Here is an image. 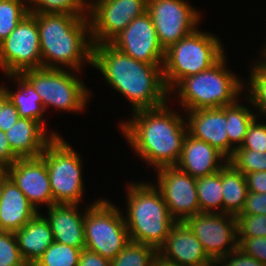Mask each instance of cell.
<instances>
[{
	"label": "cell",
	"mask_w": 266,
	"mask_h": 266,
	"mask_svg": "<svg viewBox=\"0 0 266 266\" xmlns=\"http://www.w3.org/2000/svg\"><path fill=\"white\" fill-rule=\"evenodd\" d=\"M240 214L265 215L266 193H253L248 191L245 205Z\"/></svg>",
	"instance_id": "f35d334b"
},
{
	"label": "cell",
	"mask_w": 266,
	"mask_h": 266,
	"mask_svg": "<svg viewBox=\"0 0 266 266\" xmlns=\"http://www.w3.org/2000/svg\"><path fill=\"white\" fill-rule=\"evenodd\" d=\"M228 162L244 175L251 172L266 171V152L238 147Z\"/></svg>",
	"instance_id": "1f68e13d"
},
{
	"label": "cell",
	"mask_w": 266,
	"mask_h": 266,
	"mask_svg": "<svg viewBox=\"0 0 266 266\" xmlns=\"http://www.w3.org/2000/svg\"><path fill=\"white\" fill-rule=\"evenodd\" d=\"M223 213L237 216L244 208L248 194L245 175L229 162L221 169Z\"/></svg>",
	"instance_id": "cb8c5ba5"
},
{
	"label": "cell",
	"mask_w": 266,
	"mask_h": 266,
	"mask_svg": "<svg viewBox=\"0 0 266 266\" xmlns=\"http://www.w3.org/2000/svg\"><path fill=\"white\" fill-rule=\"evenodd\" d=\"M6 175L24 193L29 202L39 210L38 204L47 208L55 205L45 161L41 157L19 158L7 170Z\"/></svg>",
	"instance_id": "2e32d148"
},
{
	"label": "cell",
	"mask_w": 266,
	"mask_h": 266,
	"mask_svg": "<svg viewBox=\"0 0 266 266\" xmlns=\"http://www.w3.org/2000/svg\"><path fill=\"white\" fill-rule=\"evenodd\" d=\"M9 100L7 90L4 86L0 85V111L3 109L4 104Z\"/></svg>",
	"instance_id": "ee69618b"
},
{
	"label": "cell",
	"mask_w": 266,
	"mask_h": 266,
	"mask_svg": "<svg viewBox=\"0 0 266 266\" xmlns=\"http://www.w3.org/2000/svg\"><path fill=\"white\" fill-rule=\"evenodd\" d=\"M184 222L214 262L238 248L236 216L201 212L188 217Z\"/></svg>",
	"instance_id": "4fadbf2b"
},
{
	"label": "cell",
	"mask_w": 266,
	"mask_h": 266,
	"mask_svg": "<svg viewBox=\"0 0 266 266\" xmlns=\"http://www.w3.org/2000/svg\"><path fill=\"white\" fill-rule=\"evenodd\" d=\"M6 176V169L0 165V181Z\"/></svg>",
	"instance_id": "7dc6e473"
},
{
	"label": "cell",
	"mask_w": 266,
	"mask_h": 266,
	"mask_svg": "<svg viewBox=\"0 0 266 266\" xmlns=\"http://www.w3.org/2000/svg\"><path fill=\"white\" fill-rule=\"evenodd\" d=\"M248 191L253 193H266V171L245 174Z\"/></svg>",
	"instance_id": "b9f144b4"
},
{
	"label": "cell",
	"mask_w": 266,
	"mask_h": 266,
	"mask_svg": "<svg viewBox=\"0 0 266 266\" xmlns=\"http://www.w3.org/2000/svg\"><path fill=\"white\" fill-rule=\"evenodd\" d=\"M158 257L177 266H215L184 221L173 225L164 245L158 250Z\"/></svg>",
	"instance_id": "e0dca14e"
},
{
	"label": "cell",
	"mask_w": 266,
	"mask_h": 266,
	"mask_svg": "<svg viewBox=\"0 0 266 266\" xmlns=\"http://www.w3.org/2000/svg\"><path fill=\"white\" fill-rule=\"evenodd\" d=\"M253 66L247 85L248 101L266 116V68L259 61Z\"/></svg>",
	"instance_id": "d6a6232c"
},
{
	"label": "cell",
	"mask_w": 266,
	"mask_h": 266,
	"mask_svg": "<svg viewBox=\"0 0 266 266\" xmlns=\"http://www.w3.org/2000/svg\"><path fill=\"white\" fill-rule=\"evenodd\" d=\"M0 266H28L22 258L14 232L0 230Z\"/></svg>",
	"instance_id": "836d02e7"
},
{
	"label": "cell",
	"mask_w": 266,
	"mask_h": 266,
	"mask_svg": "<svg viewBox=\"0 0 266 266\" xmlns=\"http://www.w3.org/2000/svg\"><path fill=\"white\" fill-rule=\"evenodd\" d=\"M238 248L266 265V237H243L238 242Z\"/></svg>",
	"instance_id": "8d00e7d4"
},
{
	"label": "cell",
	"mask_w": 266,
	"mask_h": 266,
	"mask_svg": "<svg viewBox=\"0 0 266 266\" xmlns=\"http://www.w3.org/2000/svg\"><path fill=\"white\" fill-rule=\"evenodd\" d=\"M158 185L171 217L183 222L188 217L201 213L196 189V178L180 170L177 166L158 169Z\"/></svg>",
	"instance_id": "5bb4252c"
},
{
	"label": "cell",
	"mask_w": 266,
	"mask_h": 266,
	"mask_svg": "<svg viewBox=\"0 0 266 266\" xmlns=\"http://www.w3.org/2000/svg\"><path fill=\"white\" fill-rule=\"evenodd\" d=\"M17 159L19 157L12 151L5 132L0 130V165L7 170Z\"/></svg>",
	"instance_id": "60d3db41"
},
{
	"label": "cell",
	"mask_w": 266,
	"mask_h": 266,
	"mask_svg": "<svg viewBox=\"0 0 266 266\" xmlns=\"http://www.w3.org/2000/svg\"><path fill=\"white\" fill-rule=\"evenodd\" d=\"M40 122L20 117L11 129L5 132L12 151L19 158H37L58 133L46 134Z\"/></svg>",
	"instance_id": "44dd1931"
},
{
	"label": "cell",
	"mask_w": 266,
	"mask_h": 266,
	"mask_svg": "<svg viewBox=\"0 0 266 266\" xmlns=\"http://www.w3.org/2000/svg\"><path fill=\"white\" fill-rule=\"evenodd\" d=\"M265 48L263 49V51H261L262 56L264 57L263 59H260V63L266 68V44L264 46Z\"/></svg>",
	"instance_id": "bcb514c9"
},
{
	"label": "cell",
	"mask_w": 266,
	"mask_h": 266,
	"mask_svg": "<svg viewBox=\"0 0 266 266\" xmlns=\"http://www.w3.org/2000/svg\"><path fill=\"white\" fill-rule=\"evenodd\" d=\"M147 12L164 50L193 33L201 18L185 0H148Z\"/></svg>",
	"instance_id": "7c38bea8"
},
{
	"label": "cell",
	"mask_w": 266,
	"mask_h": 266,
	"mask_svg": "<svg viewBox=\"0 0 266 266\" xmlns=\"http://www.w3.org/2000/svg\"><path fill=\"white\" fill-rule=\"evenodd\" d=\"M107 200L99 199L85 211V248L112 260L130 241L124 215Z\"/></svg>",
	"instance_id": "ba28073f"
},
{
	"label": "cell",
	"mask_w": 266,
	"mask_h": 266,
	"mask_svg": "<svg viewBox=\"0 0 266 266\" xmlns=\"http://www.w3.org/2000/svg\"><path fill=\"white\" fill-rule=\"evenodd\" d=\"M258 114V112L254 114L249 108L238 104V101L235 104L226 106L229 158L233 155L234 150L243 144L248 126L257 118Z\"/></svg>",
	"instance_id": "484cf974"
},
{
	"label": "cell",
	"mask_w": 266,
	"mask_h": 266,
	"mask_svg": "<svg viewBox=\"0 0 266 266\" xmlns=\"http://www.w3.org/2000/svg\"><path fill=\"white\" fill-rule=\"evenodd\" d=\"M25 3H28V6ZM29 13V0H0V42L7 38Z\"/></svg>",
	"instance_id": "f1b7e54d"
},
{
	"label": "cell",
	"mask_w": 266,
	"mask_h": 266,
	"mask_svg": "<svg viewBox=\"0 0 266 266\" xmlns=\"http://www.w3.org/2000/svg\"><path fill=\"white\" fill-rule=\"evenodd\" d=\"M32 3V4H31ZM31 13H69L88 16L86 0H29Z\"/></svg>",
	"instance_id": "4dcf8cb0"
},
{
	"label": "cell",
	"mask_w": 266,
	"mask_h": 266,
	"mask_svg": "<svg viewBox=\"0 0 266 266\" xmlns=\"http://www.w3.org/2000/svg\"><path fill=\"white\" fill-rule=\"evenodd\" d=\"M70 71L55 68H35L21 75L33 86L40 96L43 107L48 106L67 112H80L86 108L89 90Z\"/></svg>",
	"instance_id": "9c48e42d"
},
{
	"label": "cell",
	"mask_w": 266,
	"mask_h": 266,
	"mask_svg": "<svg viewBox=\"0 0 266 266\" xmlns=\"http://www.w3.org/2000/svg\"><path fill=\"white\" fill-rule=\"evenodd\" d=\"M19 118L20 114L18 113L16 107L10 100H8L4 104L3 109L0 111V130L3 132L8 131Z\"/></svg>",
	"instance_id": "ab89813d"
},
{
	"label": "cell",
	"mask_w": 266,
	"mask_h": 266,
	"mask_svg": "<svg viewBox=\"0 0 266 266\" xmlns=\"http://www.w3.org/2000/svg\"><path fill=\"white\" fill-rule=\"evenodd\" d=\"M222 264V265H221ZM266 266L260 261L250 257L244 253L241 249L237 248L227 256L220 257L216 262L215 266Z\"/></svg>",
	"instance_id": "74e56055"
},
{
	"label": "cell",
	"mask_w": 266,
	"mask_h": 266,
	"mask_svg": "<svg viewBox=\"0 0 266 266\" xmlns=\"http://www.w3.org/2000/svg\"><path fill=\"white\" fill-rule=\"evenodd\" d=\"M220 40L198 28L165 50L163 79L169 92L184 78L211 68L224 56Z\"/></svg>",
	"instance_id": "8992f818"
},
{
	"label": "cell",
	"mask_w": 266,
	"mask_h": 266,
	"mask_svg": "<svg viewBox=\"0 0 266 266\" xmlns=\"http://www.w3.org/2000/svg\"><path fill=\"white\" fill-rule=\"evenodd\" d=\"M18 79V91L13 92L6 88L9 100L16 107L20 117L29 118L40 122L44 126L43 113L45 111L40 96L33 86L21 75L12 74L9 78ZM17 78V79H16Z\"/></svg>",
	"instance_id": "d4e9b609"
},
{
	"label": "cell",
	"mask_w": 266,
	"mask_h": 266,
	"mask_svg": "<svg viewBox=\"0 0 266 266\" xmlns=\"http://www.w3.org/2000/svg\"><path fill=\"white\" fill-rule=\"evenodd\" d=\"M42 67L39 29L36 17L30 12L0 42V69L10 76Z\"/></svg>",
	"instance_id": "30bf717a"
},
{
	"label": "cell",
	"mask_w": 266,
	"mask_h": 266,
	"mask_svg": "<svg viewBox=\"0 0 266 266\" xmlns=\"http://www.w3.org/2000/svg\"><path fill=\"white\" fill-rule=\"evenodd\" d=\"M227 162L228 159L215 147L187 134L176 166L197 179L219 172Z\"/></svg>",
	"instance_id": "d6986e66"
},
{
	"label": "cell",
	"mask_w": 266,
	"mask_h": 266,
	"mask_svg": "<svg viewBox=\"0 0 266 266\" xmlns=\"http://www.w3.org/2000/svg\"><path fill=\"white\" fill-rule=\"evenodd\" d=\"M81 250L54 241L33 266H78Z\"/></svg>",
	"instance_id": "f546056e"
},
{
	"label": "cell",
	"mask_w": 266,
	"mask_h": 266,
	"mask_svg": "<svg viewBox=\"0 0 266 266\" xmlns=\"http://www.w3.org/2000/svg\"><path fill=\"white\" fill-rule=\"evenodd\" d=\"M256 119L248 126L241 148L266 152V124L256 122Z\"/></svg>",
	"instance_id": "d590c367"
},
{
	"label": "cell",
	"mask_w": 266,
	"mask_h": 266,
	"mask_svg": "<svg viewBox=\"0 0 266 266\" xmlns=\"http://www.w3.org/2000/svg\"><path fill=\"white\" fill-rule=\"evenodd\" d=\"M92 66L102 73L107 84L131 102L133 112L158 108L168 102L170 94L163 79V64L140 62L110 43H101L93 44Z\"/></svg>",
	"instance_id": "6da1fadb"
},
{
	"label": "cell",
	"mask_w": 266,
	"mask_h": 266,
	"mask_svg": "<svg viewBox=\"0 0 266 266\" xmlns=\"http://www.w3.org/2000/svg\"><path fill=\"white\" fill-rule=\"evenodd\" d=\"M171 111L167 103L153 109L137 110L130 121L121 124L132 149L156 169L176 166L188 134L185 120Z\"/></svg>",
	"instance_id": "7a4b0ae2"
},
{
	"label": "cell",
	"mask_w": 266,
	"mask_h": 266,
	"mask_svg": "<svg viewBox=\"0 0 266 266\" xmlns=\"http://www.w3.org/2000/svg\"><path fill=\"white\" fill-rule=\"evenodd\" d=\"M45 217L55 242L85 249L84 214L77 205L55 204L48 208Z\"/></svg>",
	"instance_id": "7402d4cb"
},
{
	"label": "cell",
	"mask_w": 266,
	"mask_h": 266,
	"mask_svg": "<svg viewBox=\"0 0 266 266\" xmlns=\"http://www.w3.org/2000/svg\"><path fill=\"white\" fill-rule=\"evenodd\" d=\"M110 44L120 52L147 64H163L165 50L148 12L136 17Z\"/></svg>",
	"instance_id": "9a60e30c"
},
{
	"label": "cell",
	"mask_w": 266,
	"mask_h": 266,
	"mask_svg": "<svg viewBox=\"0 0 266 266\" xmlns=\"http://www.w3.org/2000/svg\"><path fill=\"white\" fill-rule=\"evenodd\" d=\"M15 236L22 258L31 266L54 242L50 225L40 213L16 231Z\"/></svg>",
	"instance_id": "603a6c76"
},
{
	"label": "cell",
	"mask_w": 266,
	"mask_h": 266,
	"mask_svg": "<svg viewBox=\"0 0 266 266\" xmlns=\"http://www.w3.org/2000/svg\"><path fill=\"white\" fill-rule=\"evenodd\" d=\"M152 266H177V265L170 264L157 257L156 260L153 262Z\"/></svg>",
	"instance_id": "f6af8a7d"
},
{
	"label": "cell",
	"mask_w": 266,
	"mask_h": 266,
	"mask_svg": "<svg viewBox=\"0 0 266 266\" xmlns=\"http://www.w3.org/2000/svg\"><path fill=\"white\" fill-rule=\"evenodd\" d=\"M38 213L24 193L6 175L0 181V230L15 233Z\"/></svg>",
	"instance_id": "ffe728a7"
},
{
	"label": "cell",
	"mask_w": 266,
	"mask_h": 266,
	"mask_svg": "<svg viewBox=\"0 0 266 266\" xmlns=\"http://www.w3.org/2000/svg\"><path fill=\"white\" fill-rule=\"evenodd\" d=\"M40 157L45 161L55 204L78 205L83 198L82 160L62 139L54 137Z\"/></svg>",
	"instance_id": "52a82bcc"
},
{
	"label": "cell",
	"mask_w": 266,
	"mask_h": 266,
	"mask_svg": "<svg viewBox=\"0 0 266 266\" xmlns=\"http://www.w3.org/2000/svg\"><path fill=\"white\" fill-rule=\"evenodd\" d=\"M147 2L148 0L88 1L92 43H110L131 21L147 12Z\"/></svg>",
	"instance_id": "8fae6325"
},
{
	"label": "cell",
	"mask_w": 266,
	"mask_h": 266,
	"mask_svg": "<svg viewBox=\"0 0 266 266\" xmlns=\"http://www.w3.org/2000/svg\"><path fill=\"white\" fill-rule=\"evenodd\" d=\"M128 186L127 218L124 216V219L129 238L158 251L176 221L171 217L164 198L155 185L141 182Z\"/></svg>",
	"instance_id": "277c9868"
},
{
	"label": "cell",
	"mask_w": 266,
	"mask_h": 266,
	"mask_svg": "<svg viewBox=\"0 0 266 266\" xmlns=\"http://www.w3.org/2000/svg\"><path fill=\"white\" fill-rule=\"evenodd\" d=\"M78 266H111V262L100 254L85 248L80 252Z\"/></svg>",
	"instance_id": "7bdbcfd3"
},
{
	"label": "cell",
	"mask_w": 266,
	"mask_h": 266,
	"mask_svg": "<svg viewBox=\"0 0 266 266\" xmlns=\"http://www.w3.org/2000/svg\"><path fill=\"white\" fill-rule=\"evenodd\" d=\"M157 257L154 247L130 240L110 262L111 266H152Z\"/></svg>",
	"instance_id": "83f0119b"
},
{
	"label": "cell",
	"mask_w": 266,
	"mask_h": 266,
	"mask_svg": "<svg viewBox=\"0 0 266 266\" xmlns=\"http://www.w3.org/2000/svg\"><path fill=\"white\" fill-rule=\"evenodd\" d=\"M188 134L207 142L229 159L226 106L187 111Z\"/></svg>",
	"instance_id": "ac0fdd59"
},
{
	"label": "cell",
	"mask_w": 266,
	"mask_h": 266,
	"mask_svg": "<svg viewBox=\"0 0 266 266\" xmlns=\"http://www.w3.org/2000/svg\"><path fill=\"white\" fill-rule=\"evenodd\" d=\"M224 55L211 68L184 78L172 92H178L186 112L203 108H219L237 102L243 84L234 73L226 68ZM231 72V73H230Z\"/></svg>",
	"instance_id": "5b68a950"
},
{
	"label": "cell",
	"mask_w": 266,
	"mask_h": 266,
	"mask_svg": "<svg viewBox=\"0 0 266 266\" xmlns=\"http://www.w3.org/2000/svg\"><path fill=\"white\" fill-rule=\"evenodd\" d=\"M236 219L238 242L243 237H266V214H238Z\"/></svg>",
	"instance_id": "e575fe53"
},
{
	"label": "cell",
	"mask_w": 266,
	"mask_h": 266,
	"mask_svg": "<svg viewBox=\"0 0 266 266\" xmlns=\"http://www.w3.org/2000/svg\"><path fill=\"white\" fill-rule=\"evenodd\" d=\"M196 189L202 213H220V211L223 213L221 170L212 175L197 178Z\"/></svg>",
	"instance_id": "4316f807"
},
{
	"label": "cell",
	"mask_w": 266,
	"mask_h": 266,
	"mask_svg": "<svg viewBox=\"0 0 266 266\" xmlns=\"http://www.w3.org/2000/svg\"><path fill=\"white\" fill-rule=\"evenodd\" d=\"M32 14L37 19L39 29L42 67L62 69L65 66L78 73L83 63L92 65L93 43L87 16L69 13Z\"/></svg>",
	"instance_id": "3957f363"
}]
</instances>
